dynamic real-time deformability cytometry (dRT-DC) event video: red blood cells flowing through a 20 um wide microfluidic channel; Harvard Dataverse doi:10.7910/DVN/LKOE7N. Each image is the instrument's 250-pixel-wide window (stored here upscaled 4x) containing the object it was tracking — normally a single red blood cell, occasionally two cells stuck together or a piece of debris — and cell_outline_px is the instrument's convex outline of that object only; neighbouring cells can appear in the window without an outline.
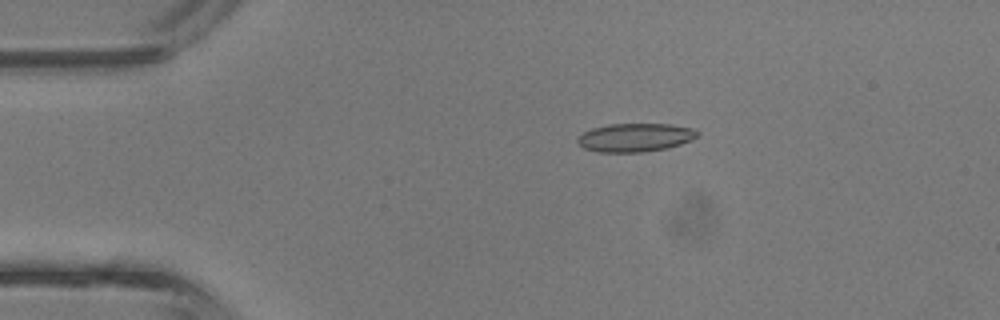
{"species": "common noctule bat (a hibernating species)", "species_latin": "Nyctalus noctula", "temperature_condition": "room temperature", "stored_images_in_passage": 35, "camera_frame_rate_fps": 3000, "um_per_image_px": 0.085, "animal": {"sex": "male", "body_mass_g": 13.3}, "frame": {"image": 1, "passage_image": 1, "time_ms": 0.0, "image_size_px": [1000, 320], "cell_outline_px": [[700, 136], [692, 140], [680, 144], [664, 148], [644, 152], [596, 152], [584, 148], [576, 140], [584, 132], [592, 128], [608, 124], [672, 124], [696, 128], [700, 132]], "centroid_in_image_um": [54.05, 11.68], "position_along_channel_um": 31.0, "area_um2": 20.0}}
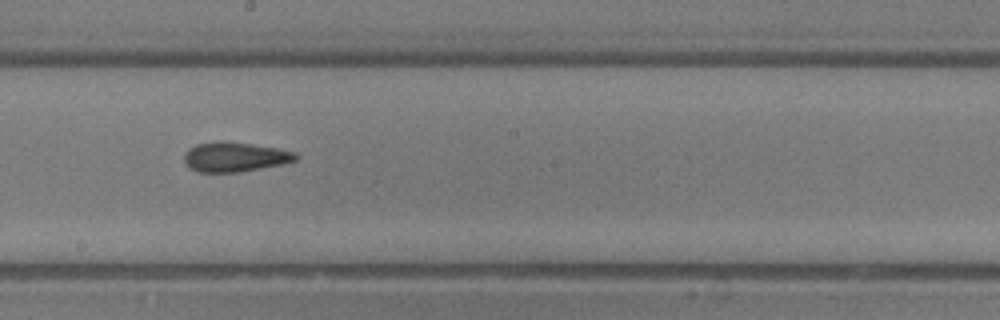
{"frame": {"image": 2, "passage_image": 16, "time_ms": 5.0, "image_size_px": [1000, 320], "cell_outline_px": [[300, 156], [296, 160], [284, 164], [240, 172], [196, 172], [188, 168], [184, 160], [184, 152], [188, 148], [196, 144], [220, 140], [224, 140], [280, 148], [296, 152]], "centroid_in_image_um": [19.96, 13.33], "position_along_channel_um": 228.2, "area_um2": 19.77}}
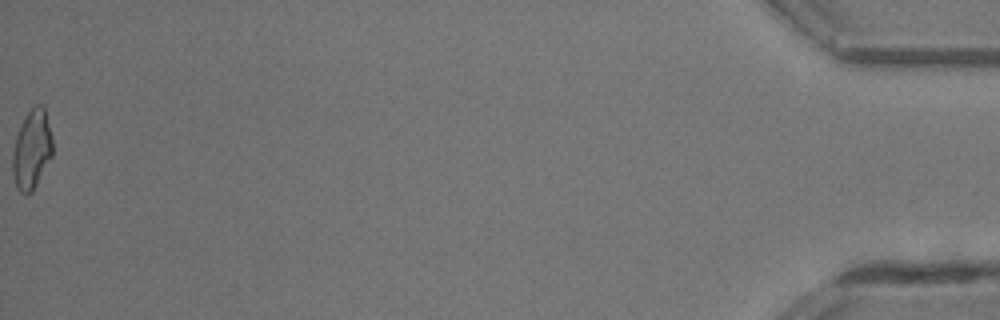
{"frame": {"image": 3, "passage_image": 35, "time_ms": 11.333, "image_size_px": [1000, 320], "cell_outline_px": [[52, 156], [32, 192], [24, 196], [16, 188], [12, 176], [12, 152], [16, 136], [28, 112], [36, 104], [44, 104], [52, 136]], "centroid_in_image_um": [2.7, 12.74], "position_along_channel_um": 432.5, "area_um2": 18.61}, "authors_computed_cell_mechanics": {"area_um2": 18.9006, "velocity_mm_per_s": 4.9316, "shape_relaxation_time_tau1_ms": 6.998, "shape_relaxation_time_tau2_ms": 1.4559, "deformation_change_tau1": 0.2052, "deformation_change_tau2": 0.1019}}